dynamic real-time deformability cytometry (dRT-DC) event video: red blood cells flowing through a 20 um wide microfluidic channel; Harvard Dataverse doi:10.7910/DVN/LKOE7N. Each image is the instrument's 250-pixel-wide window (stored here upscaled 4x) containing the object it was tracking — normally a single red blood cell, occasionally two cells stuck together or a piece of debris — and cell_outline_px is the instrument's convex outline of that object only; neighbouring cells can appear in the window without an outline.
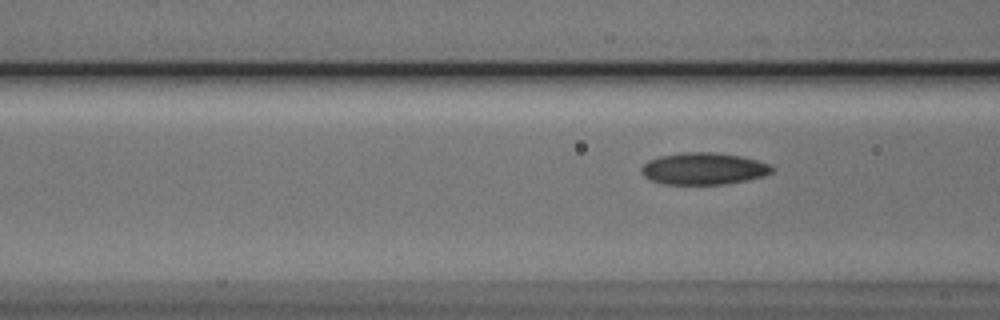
{"species": "Egyptian fruit bat (a non-hibernating species)", "species_latin": "Rousettus aegyptiacus", "temperature_condition": "cold", "stored_images_in_passage": 7, "camera_frame_rate_fps": 3000, "um_per_image_px": 0.085, "animal": {"sex": "male"}, "frame": {"image": 1, "passage_image": 7, "time_ms": 7.667, "image_size_px": [1000, 320], "cell_outline_px": [[772, 172], [764, 176], [724, 184], [664, 184], [652, 180], [644, 176], [640, 172], [640, 168], [648, 160], [660, 156], [684, 152], [712, 152], [740, 156], [772, 164]], "centroid_in_image_um": [59.79, 14.33], "position_along_channel_um": 106.8, "area_um2": 24.16}}